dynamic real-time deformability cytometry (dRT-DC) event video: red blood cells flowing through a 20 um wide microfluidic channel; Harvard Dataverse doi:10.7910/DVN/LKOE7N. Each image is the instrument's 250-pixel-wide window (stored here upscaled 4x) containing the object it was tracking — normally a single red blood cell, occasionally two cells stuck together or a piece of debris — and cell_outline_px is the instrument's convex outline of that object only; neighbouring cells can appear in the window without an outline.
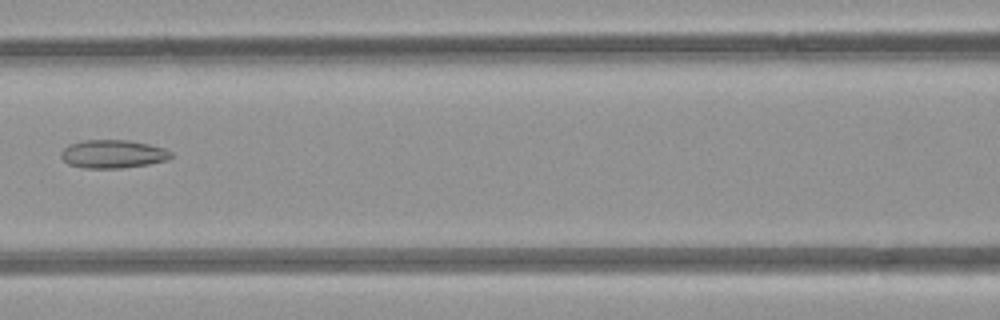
{"species": "common noctule bat (a hibernating species)", "species_latin": "Nyctalus noctula", "temperature_condition": "room temperature", "stored_images_in_passage": 6, "camera_frame_rate_fps": 3000, "um_per_image_px": 0.085, "animal": {"sex": "female", "body_mass_g": 21.9}, "frame": {"image": 1, "passage_image": 6, "time_ms": 6.667, "image_size_px": [1000, 320], "cell_outline_px": [[172, 156], [168, 160], [148, 164], [120, 168], [84, 168], [68, 164], [60, 156], [60, 152], [68, 144], [84, 140], [128, 140], [148, 144], [164, 148], [172, 152]], "centroid_in_image_um": [9.58, 13.09], "position_along_channel_um": 157.0, "area_um2": 18.15}}